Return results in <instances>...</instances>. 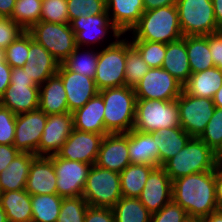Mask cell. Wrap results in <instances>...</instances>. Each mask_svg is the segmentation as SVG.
Masks as SVG:
<instances>
[{
	"instance_id": "cell-1",
	"label": "cell",
	"mask_w": 222,
	"mask_h": 222,
	"mask_svg": "<svg viewBox=\"0 0 222 222\" xmlns=\"http://www.w3.org/2000/svg\"><path fill=\"white\" fill-rule=\"evenodd\" d=\"M172 200L188 217L202 219L218 210L215 170L179 177L172 181Z\"/></svg>"
},
{
	"instance_id": "cell-2",
	"label": "cell",
	"mask_w": 222,
	"mask_h": 222,
	"mask_svg": "<svg viewBox=\"0 0 222 222\" xmlns=\"http://www.w3.org/2000/svg\"><path fill=\"white\" fill-rule=\"evenodd\" d=\"M130 39L168 44L183 37L176 5L144 11Z\"/></svg>"
},
{
	"instance_id": "cell-3",
	"label": "cell",
	"mask_w": 222,
	"mask_h": 222,
	"mask_svg": "<svg viewBox=\"0 0 222 222\" xmlns=\"http://www.w3.org/2000/svg\"><path fill=\"white\" fill-rule=\"evenodd\" d=\"M104 100V123L109 134L133 129L137 98L133 87L120 86L99 91Z\"/></svg>"
},
{
	"instance_id": "cell-4",
	"label": "cell",
	"mask_w": 222,
	"mask_h": 222,
	"mask_svg": "<svg viewBox=\"0 0 222 222\" xmlns=\"http://www.w3.org/2000/svg\"><path fill=\"white\" fill-rule=\"evenodd\" d=\"M218 165L216 153L201 139L192 137L161 167L173 181L182 176L215 170Z\"/></svg>"
},
{
	"instance_id": "cell-5",
	"label": "cell",
	"mask_w": 222,
	"mask_h": 222,
	"mask_svg": "<svg viewBox=\"0 0 222 222\" xmlns=\"http://www.w3.org/2000/svg\"><path fill=\"white\" fill-rule=\"evenodd\" d=\"M181 127L177 101L137 99L133 129L145 133Z\"/></svg>"
},
{
	"instance_id": "cell-6",
	"label": "cell",
	"mask_w": 222,
	"mask_h": 222,
	"mask_svg": "<svg viewBox=\"0 0 222 222\" xmlns=\"http://www.w3.org/2000/svg\"><path fill=\"white\" fill-rule=\"evenodd\" d=\"M114 38L113 42L99 49L94 81L98 90L125 85L126 37Z\"/></svg>"
},
{
	"instance_id": "cell-7",
	"label": "cell",
	"mask_w": 222,
	"mask_h": 222,
	"mask_svg": "<svg viewBox=\"0 0 222 222\" xmlns=\"http://www.w3.org/2000/svg\"><path fill=\"white\" fill-rule=\"evenodd\" d=\"M179 25L183 36L210 35L218 26L212 0H177Z\"/></svg>"
},
{
	"instance_id": "cell-8",
	"label": "cell",
	"mask_w": 222,
	"mask_h": 222,
	"mask_svg": "<svg viewBox=\"0 0 222 222\" xmlns=\"http://www.w3.org/2000/svg\"><path fill=\"white\" fill-rule=\"evenodd\" d=\"M82 197L91 207L112 208L122 197L119 173L92 165Z\"/></svg>"
},
{
	"instance_id": "cell-9",
	"label": "cell",
	"mask_w": 222,
	"mask_h": 222,
	"mask_svg": "<svg viewBox=\"0 0 222 222\" xmlns=\"http://www.w3.org/2000/svg\"><path fill=\"white\" fill-rule=\"evenodd\" d=\"M28 32L59 63H62L77 47L75 34L69 23L40 21Z\"/></svg>"
},
{
	"instance_id": "cell-10",
	"label": "cell",
	"mask_w": 222,
	"mask_h": 222,
	"mask_svg": "<svg viewBox=\"0 0 222 222\" xmlns=\"http://www.w3.org/2000/svg\"><path fill=\"white\" fill-rule=\"evenodd\" d=\"M180 126L191 137H199L215 111L213 99L195 97L184 89L176 99Z\"/></svg>"
},
{
	"instance_id": "cell-11",
	"label": "cell",
	"mask_w": 222,
	"mask_h": 222,
	"mask_svg": "<svg viewBox=\"0 0 222 222\" xmlns=\"http://www.w3.org/2000/svg\"><path fill=\"white\" fill-rule=\"evenodd\" d=\"M183 91V84L168 71L150 68L142 79L134 86L137 99L176 100Z\"/></svg>"
},
{
	"instance_id": "cell-12",
	"label": "cell",
	"mask_w": 222,
	"mask_h": 222,
	"mask_svg": "<svg viewBox=\"0 0 222 222\" xmlns=\"http://www.w3.org/2000/svg\"><path fill=\"white\" fill-rule=\"evenodd\" d=\"M69 24L75 34L76 45L78 47H93L94 44L95 46L97 44L102 46L104 40L107 38L106 36L110 33L114 38L124 37L122 32L110 20L107 11L95 16H80L72 20Z\"/></svg>"
},
{
	"instance_id": "cell-13",
	"label": "cell",
	"mask_w": 222,
	"mask_h": 222,
	"mask_svg": "<svg viewBox=\"0 0 222 222\" xmlns=\"http://www.w3.org/2000/svg\"><path fill=\"white\" fill-rule=\"evenodd\" d=\"M49 157L56 172L57 194L63 198L82 196L92 165L61 158L57 154Z\"/></svg>"
},
{
	"instance_id": "cell-14",
	"label": "cell",
	"mask_w": 222,
	"mask_h": 222,
	"mask_svg": "<svg viewBox=\"0 0 222 222\" xmlns=\"http://www.w3.org/2000/svg\"><path fill=\"white\" fill-rule=\"evenodd\" d=\"M47 115L40 109L16 115L13 145L20 152L38 156L39 142L45 128Z\"/></svg>"
},
{
	"instance_id": "cell-15",
	"label": "cell",
	"mask_w": 222,
	"mask_h": 222,
	"mask_svg": "<svg viewBox=\"0 0 222 222\" xmlns=\"http://www.w3.org/2000/svg\"><path fill=\"white\" fill-rule=\"evenodd\" d=\"M105 135L83 132L74 128L57 155L71 161L94 165Z\"/></svg>"
},
{
	"instance_id": "cell-16",
	"label": "cell",
	"mask_w": 222,
	"mask_h": 222,
	"mask_svg": "<svg viewBox=\"0 0 222 222\" xmlns=\"http://www.w3.org/2000/svg\"><path fill=\"white\" fill-rule=\"evenodd\" d=\"M57 75L63 82L70 113L83 107L92 97L99 93L94 78L72 72L62 63L59 64Z\"/></svg>"
},
{
	"instance_id": "cell-17",
	"label": "cell",
	"mask_w": 222,
	"mask_h": 222,
	"mask_svg": "<svg viewBox=\"0 0 222 222\" xmlns=\"http://www.w3.org/2000/svg\"><path fill=\"white\" fill-rule=\"evenodd\" d=\"M74 129L72 113L50 114L43 130L38 156L57 154Z\"/></svg>"
},
{
	"instance_id": "cell-18",
	"label": "cell",
	"mask_w": 222,
	"mask_h": 222,
	"mask_svg": "<svg viewBox=\"0 0 222 222\" xmlns=\"http://www.w3.org/2000/svg\"><path fill=\"white\" fill-rule=\"evenodd\" d=\"M129 164L128 132L106 134L102 139L95 165L121 173Z\"/></svg>"
},
{
	"instance_id": "cell-19",
	"label": "cell",
	"mask_w": 222,
	"mask_h": 222,
	"mask_svg": "<svg viewBox=\"0 0 222 222\" xmlns=\"http://www.w3.org/2000/svg\"><path fill=\"white\" fill-rule=\"evenodd\" d=\"M138 199L151 214L172 200V180L161 166L149 174Z\"/></svg>"
},
{
	"instance_id": "cell-20",
	"label": "cell",
	"mask_w": 222,
	"mask_h": 222,
	"mask_svg": "<svg viewBox=\"0 0 222 222\" xmlns=\"http://www.w3.org/2000/svg\"><path fill=\"white\" fill-rule=\"evenodd\" d=\"M59 62L29 33V52L26 64L22 67L32 80L40 86L49 77L57 74Z\"/></svg>"
},
{
	"instance_id": "cell-21",
	"label": "cell",
	"mask_w": 222,
	"mask_h": 222,
	"mask_svg": "<svg viewBox=\"0 0 222 222\" xmlns=\"http://www.w3.org/2000/svg\"><path fill=\"white\" fill-rule=\"evenodd\" d=\"M56 181L53 160L48 156H37L30 166L25 190L30 195L57 194Z\"/></svg>"
},
{
	"instance_id": "cell-22",
	"label": "cell",
	"mask_w": 222,
	"mask_h": 222,
	"mask_svg": "<svg viewBox=\"0 0 222 222\" xmlns=\"http://www.w3.org/2000/svg\"><path fill=\"white\" fill-rule=\"evenodd\" d=\"M0 105L8 108L15 115L39 108V86L37 84H9Z\"/></svg>"
},
{
	"instance_id": "cell-23",
	"label": "cell",
	"mask_w": 222,
	"mask_h": 222,
	"mask_svg": "<svg viewBox=\"0 0 222 222\" xmlns=\"http://www.w3.org/2000/svg\"><path fill=\"white\" fill-rule=\"evenodd\" d=\"M130 163L159 167V148L156 132L145 133L134 129L128 132Z\"/></svg>"
},
{
	"instance_id": "cell-24",
	"label": "cell",
	"mask_w": 222,
	"mask_h": 222,
	"mask_svg": "<svg viewBox=\"0 0 222 222\" xmlns=\"http://www.w3.org/2000/svg\"><path fill=\"white\" fill-rule=\"evenodd\" d=\"M104 100L98 93L83 107L72 112L74 128L89 133L109 134L104 123Z\"/></svg>"
},
{
	"instance_id": "cell-25",
	"label": "cell",
	"mask_w": 222,
	"mask_h": 222,
	"mask_svg": "<svg viewBox=\"0 0 222 222\" xmlns=\"http://www.w3.org/2000/svg\"><path fill=\"white\" fill-rule=\"evenodd\" d=\"M106 11L113 24L126 35L139 22L145 9L143 0H106Z\"/></svg>"
},
{
	"instance_id": "cell-26",
	"label": "cell",
	"mask_w": 222,
	"mask_h": 222,
	"mask_svg": "<svg viewBox=\"0 0 222 222\" xmlns=\"http://www.w3.org/2000/svg\"><path fill=\"white\" fill-rule=\"evenodd\" d=\"M39 108L46 115L69 112L66 91L57 74L49 77L39 86Z\"/></svg>"
},
{
	"instance_id": "cell-27",
	"label": "cell",
	"mask_w": 222,
	"mask_h": 222,
	"mask_svg": "<svg viewBox=\"0 0 222 222\" xmlns=\"http://www.w3.org/2000/svg\"><path fill=\"white\" fill-rule=\"evenodd\" d=\"M36 157V155L27 152H20L15 156L8 167L0 173L2 192L25 189L30 166Z\"/></svg>"
},
{
	"instance_id": "cell-28",
	"label": "cell",
	"mask_w": 222,
	"mask_h": 222,
	"mask_svg": "<svg viewBox=\"0 0 222 222\" xmlns=\"http://www.w3.org/2000/svg\"><path fill=\"white\" fill-rule=\"evenodd\" d=\"M162 68L183 85L189 80L192 72L186 50V36L166 44V53Z\"/></svg>"
},
{
	"instance_id": "cell-29",
	"label": "cell",
	"mask_w": 222,
	"mask_h": 222,
	"mask_svg": "<svg viewBox=\"0 0 222 222\" xmlns=\"http://www.w3.org/2000/svg\"><path fill=\"white\" fill-rule=\"evenodd\" d=\"M222 86V71L214 66L204 71L193 73L183 85V89L195 97L213 99Z\"/></svg>"
},
{
	"instance_id": "cell-30",
	"label": "cell",
	"mask_w": 222,
	"mask_h": 222,
	"mask_svg": "<svg viewBox=\"0 0 222 222\" xmlns=\"http://www.w3.org/2000/svg\"><path fill=\"white\" fill-rule=\"evenodd\" d=\"M0 204L8 222H32L31 195L25 189L2 192Z\"/></svg>"
},
{
	"instance_id": "cell-31",
	"label": "cell",
	"mask_w": 222,
	"mask_h": 222,
	"mask_svg": "<svg viewBox=\"0 0 222 222\" xmlns=\"http://www.w3.org/2000/svg\"><path fill=\"white\" fill-rule=\"evenodd\" d=\"M192 137L182 127L162 128L156 131L159 148V167L175 156Z\"/></svg>"
},
{
	"instance_id": "cell-32",
	"label": "cell",
	"mask_w": 222,
	"mask_h": 222,
	"mask_svg": "<svg viewBox=\"0 0 222 222\" xmlns=\"http://www.w3.org/2000/svg\"><path fill=\"white\" fill-rule=\"evenodd\" d=\"M186 50L192 74L215 66L209 48V35L186 36Z\"/></svg>"
},
{
	"instance_id": "cell-33",
	"label": "cell",
	"mask_w": 222,
	"mask_h": 222,
	"mask_svg": "<svg viewBox=\"0 0 222 222\" xmlns=\"http://www.w3.org/2000/svg\"><path fill=\"white\" fill-rule=\"evenodd\" d=\"M155 166L130 163L120 175L122 196L138 198Z\"/></svg>"
},
{
	"instance_id": "cell-34",
	"label": "cell",
	"mask_w": 222,
	"mask_h": 222,
	"mask_svg": "<svg viewBox=\"0 0 222 222\" xmlns=\"http://www.w3.org/2000/svg\"><path fill=\"white\" fill-rule=\"evenodd\" d=\"M62 201L58 194L31 195L32 222H57Z\"/></svg>"
},
{
	"instance_id": "cell-35",
	"label": "cell",
	"mask_w": 222,
	"mask_h": 222,
	"mask_svg": "<svg viewBox=\"0 0 222 222\" xmlns=\"http://www.w3.org/2000/svg\"><path fill=\"white\" fill-rule=\"evenodd\" d=\"M91 47L85 50L76 47L75 50L62 62V64L70 71L94 78L97 70V61L99 50ZM84 49V50H82ZM82 50V51H81Z\"/></svg>"
},
{
	"instance_id": "cell-36",
	"label": "cell",
	"mask_w": 222,
	"mask_h": 222,
	"mask_svg": "<svg viewBox=\"0 0 222 222\" xmlns=\"http://www.w3.org/2000/svg\"><path fill=\"white\" fill-rule=\"evenodd\" d=\"M115 222H150L151 213L138 198L124 197L112 207Z\"/></svg>"
},
{
	"instance_id": "cell-37",
	"label": "cell",
	"mask_w": 222,
	"mask_h": 222,
	"mask_svg": "<svg viewBox=\"0 0 222 222\" xmlns=\"http://www.w3.org/2000/svg\"><path fill=\"white\" fill-rule=\"evenodd\" d=\"M129 40L126 38L125 86L134 88L150 67Z\"/></svg>"
},
{
	"instance_id": "cell-38",
	"label": "cell",
	"mask_w": 222,
	"mask_h": 222,
	"mask_svg": "<svg viewBox=\"0 0 222 222\" xmlns=\"http://www.w3.org/2000/svg\"><path fill=\"white\" fill-rule=\"evenodd\" d=\"M42 0H16L11 19L25 31L40 22Z\"/></svg>"
},
{
	"instance_id": "cell-39",
	"label": "cell",
	"mask_w": 222,
	"mask_h": 222,
	"mask_svg": "<svg viewBox=\"0 0 222 222\" xmlns=\"http://www.w3.org/2000/svg\"><path fill=\"white\" fill-rule=\"evenodd\" d=\"M130 41L150 68L162 67L166 53L165 43L143 40Z\"/></svg>"
},
{
	"instance_id": "cell-40",
	"label": "cell",
	"mask_w": 222,
	"mask_h": 222,
	"mask_svg": "<svg viewBox=\"0 0 222 222\" xmlns=\"http://www.w3.org/2000/svg\"><path fill=\"white\" fill-rule=\"evenodd\" d=\"M87 201L82 197H64L57 222H84Z\"/></svg>"
},
{
	"instance_id": "cell-41",
	"label": "cell",
	"mask_w": 222,
	"mask_h": 222,
	"mask_svg": "<svg viewBox=\"0 0 222 222\" xmlns=\"http://www.w3.org/2000/svg\"><path fill=\"white\" fill-rule=\"evenodd\" d=\"M29 52V32L24 31L6 49L5 61L11 68L23 67Z\"/></svg>"
},
{
	"instance_id": "cell-42",
	"label": "cell",
	"mask_w": 222,
	"mask_h": 222,
	"mask_svg": "<svg viewBox=\"0 0 222 222\" xmlns=\"http://www.w3.org/2000/svg\"><path fill=\"white\" fill-rule=\"evenodd\" d=\"M69 23L80 16L98 15L106 11V0H67Z\"/></svg>"
},
{
	"instance_id": "cell-43",
	"label": "cell",
	"mask_w": 222,
	"mask_h": 222,
	"mask_svg": "<svg viewBox=\"0 0 222 222\" xmlns=\"http://www.w3.org/2000/svg\"><path fill=\"white\" fill-rule=\"evenodd\" d=\"M215 153L222 148V108H215L203 133L198 137Z\"/></svg>"
},
{
	"instance_id": "cell-44",
	"label": "cell",
	"mask_w": 222,
	"mask_h": 222,
	"mask_svg": "<svg viewBox=\"0 0 222 222\" xmlns=\"http://www.w3.org/2000/svg\"><path fill=\"white\" fill-rule=\"evenodd\" d=\"M40 21L69 23L67 0H42Z\"/></svg>"
},
{
	"instance_id": "cell-45",
	"label": "cell",
	"mask_w": 222,
	"mask_h": 222,
	"mask_svg": "<svg viewBox=\"0 0 222 222\" xmlns=\"http://www.w3.org/2000/svg\"><path fill=\"white\" fill-rule=\"evenodd\" d=\"M16 115L0 105V144L13 145Z\"/></svg>"
},
{
	"instance_id": "cell-46",
	"label": "cell",
	"mask_w": 222,
	"mask_h": 222,
	"mask_svg": "<svg viewBox=\"0 0 222 222\" xmlns=\"http://www.w3.org/2000/svg\"><path fill=\"white\" fill-rule=\"evenodd\" d=\"M188 215L184 208L171 200L158 212L151 215L150 222H183Z\"/></svg>"
},
{
	"instance_id": "cell-47",
	"label": "cell",
	"mask_w": 222,
	"mask_h": 222,
	"mask_svg": "<svg viewBox=\"0 0 222 222\" xmlns=\"http://www.w3.org/2000/svg\"><path fill=\"white\" fill-rule=\"evenodd\" d=\"M25 30L11 18L0 19V48L6 49Z\"/></svg>"
},
{
	"instance_id": "cell-48",
	"label": "cell",
	"mask_w": 222,
	"mask_h": 222,
	"mask_svg": "<svg viewBox=\"0 0 222 222\" xmlns=\"http://www.w3.org/2000/svg\"><path fill=\"white\" fill-rule=\"evenodd\" d=\"M84 222H115V217L112 208L89 206Z\"/></svg>"
},
{
	"instance_id": "cell-49",
	"label": "cell",
	"mask_w": 222,
	"mask_h": 222,
	"mask_svg": "<svg viewBox=\"0 0 222 222\" xmlns=\"http://www.w3.org/2000/svg\"><path fill=\"white\" fill-rule=\"evenodd\" d=\"M209 48L214 65L222 71V30L209 35Z\"/></svg>"
},
{
	"instance_id": "cell-50",
	"label": "cell",
	"mask_w": 222,
	"mask_h": 222,
	"mask_svg": "<svg viewBox=\"0 0 222 222\" xmlns=\"http://www.w3.org/2000/svg\"><path fill=\"white\" fill-rule=\"evenodd\" d=\"M20 151L14 145L0 144V173L5 170Z\"/></svg>"
},
{
	"instance_id": "cell-51",
	"label": "cell",
	"mask_w": 222,
	"mask_h": 222,
	"mask_svg": "<svg viewBox=\"0 0 222 222\" xmlns=\"http://www.w3.org/2000/svg\"><path fill=\"white\" fill-rule=\"evenodd\" d=\"M10 84H36L22 67L12 68Z\"/></svg>"
},
{
	"instance_id": "cell-52",
	"label": "cell",
	"mask_w": 222,
	"mask_h": 222,
	"mask_svg": "<svg viewBox=\"0 0 222 222\" xmlns=\"http://www.w3.org/2000/svg\"><path fill=\"white\" fill-rule=\"evenodd\" d=\"M11 72L12 68L6 61L0 62V98L6 88L9 87Z\"/></svg>"
},
{
	"instance_id": "cell-53",
	"label": "cell",
	"mask_w": 222,
	"mask_h": 222,
	"mask_svg": "<svg viewBox=\"0 0 222 222\" xmlns=\"http://www.w3.org/2000/svg\"><path fill=\"white\" fill-rule=\"evenodd\" d=\"M215 194L217 208L222 211V165L219 164L215 169Z\"/></svg>"
},
{
	"instance_id": "cell-54",
	"label": "cell",
	"mask_w": 222,
	"mask_h": 222,
	"mask_svg": "<svg viewBox=\"0 0 222 222\" xmlns=\"http://www.w3.org/2000/svg\"><path fill=\"white\" fill-rule=\"evenodd\" d=\"M177 4V0H143L145 11L164 7L174 6Z\"/></svg>"
},
{
	"instance_id": "cell-55",
	"label": "cell",
	"mask_w": 222,
	"mask_h": 222,
	"mask_svg": "<svg viewBox=\"0 0 222 222\" xmlns=\"http://www.w3.org/2000/svg\"><path fill=\"white\" fill-rule=\"evenodd\" d=\"M16 0H0V16L11 18Z\"/></svg>"
},
{
	"instance_id": "cell-56",
	"label": "cell",
	"mask_w": 222,
	"mask_h": 222,
	"mask_svg": "<svg viewBox=\"0 0 222 222\" xmlns=\"http://www.w3.org/2000/svg\"><path fill=\"white\" fill-rule=\"evenodd\" d=\"M212 2L216 22L222 29V0H212Z\"/></svg>"
},
{
	"instance_id": "cell-57",
	"label": "cell",
	"mask_w": 222,
	"mask_h": 222,
	"mask_svg": "<svg viewBox=\"0 0 222 222\" xmlns=\"http://www.w3.org/2000/svg\"><path fill=\"white\" fill-rule=\"evenodd\" d=\"M200 222H222V211L217 210L207 217L200 219Z\"/></svg>"
},
{
	"instance_id": "cell-58",
	"label": "cell",
	"mask_w": 222,
	"mask_h": 222,
	"mask_svg": "<svg viewBox=\"0 0 222 222\" xmlns=\"http://www.w3.org/2000/svg\"><path fill=\"white\" fill-rule=\"evenodd\" d=\"M213 102H214L215 107L222 108V86L215 93V95L213 97Z\"/></svg>"
},
{
	"instance_id": "cell-59",
	"label": "cell",
	"mask_w": 222,
	"mask_h": 222,
	"mask_svg": "<svg viewBox=\"0 0 222 222\" xmlns=\"http://www.w3.org/2000/svg\"><path fill=\"white\" fill-rule=\"evenodd\" d=\"M0 222H8L7 217H6V213L2 209L1 204H0Z\"/></svg>"
},
{
	"instance_id": "cell-60",
	"label": "cell",
	"mask_w": 222,
	"mask_h": 222,
	"mask_svg": "<svg viewBox=\"0 0 222 222\" xmlns=\"http://www.w3.org/2000/svg\"><path fill=\"white\" fill-rule=\"evenodd\" d=\"M218 163L222 165V148L216 153Z\"/></svg>"
},
{
	"instance_id": "cell-61",
	"label": "cell",
	"mask_w": 222,
	"mask_h": 222,
	"mask_svg": "<svg viewBox=\"0 0 222 222\" xmlns=\"http://www.w3.org/2000/svg\"><path fill=\"white\" fill-rule=\"evenodd\" d=\"M5 61V49L0 48V62Z\"/></svg>"
},
{
	"instance_id": "cell-62",
	"label": "cell",
	"mask_w": 222,
	"mask_h": 222,
	"mask_svg": "<svg viewBox=\"0 0 222 222\" xmlns=\"http://www.w3.org/2000/svg\"><path fill=\"white\" fill-rule=\"evenodd\" d=\"M183 222H200V219L188 217Z\"/></svg>"
}]
</instances>
